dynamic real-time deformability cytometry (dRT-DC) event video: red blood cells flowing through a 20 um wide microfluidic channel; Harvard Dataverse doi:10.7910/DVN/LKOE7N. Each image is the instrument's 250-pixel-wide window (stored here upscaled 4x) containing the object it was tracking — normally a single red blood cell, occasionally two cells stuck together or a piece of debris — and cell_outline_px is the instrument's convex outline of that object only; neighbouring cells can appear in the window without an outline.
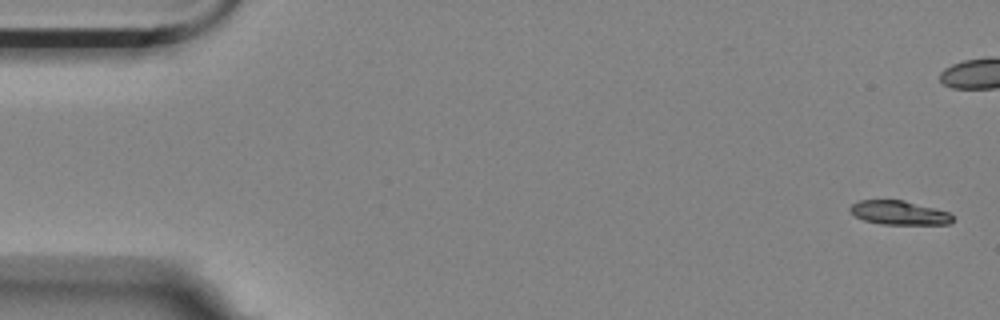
{"species": "Egyptian fruit bat (a non-hibernating species)", "species_latin": "Rousettus aegyptiacus", "temperature_condition": "room temperature", "stored_images_in_passage": 6, "camera_frame_rate_fps": 3000, "um_per_image_px": 0.085, "animal": {"sex": "female"}, "frame": {"image": 1, "passage_image": 1, "time_ms": 0.0, "image_size_px": [1000, 320], "cell_outline_px": [[952, 220], [948, 224], [880, 224], [864, 220], [856, 216], [848, 208], [852, 204], [860, 200], [904, 200], [948, 212], [952, 216]], "centroid_in_image_um": [76.39, 18.08], "position_along_channel_um": 8.6, "area_um2": 14.1}}